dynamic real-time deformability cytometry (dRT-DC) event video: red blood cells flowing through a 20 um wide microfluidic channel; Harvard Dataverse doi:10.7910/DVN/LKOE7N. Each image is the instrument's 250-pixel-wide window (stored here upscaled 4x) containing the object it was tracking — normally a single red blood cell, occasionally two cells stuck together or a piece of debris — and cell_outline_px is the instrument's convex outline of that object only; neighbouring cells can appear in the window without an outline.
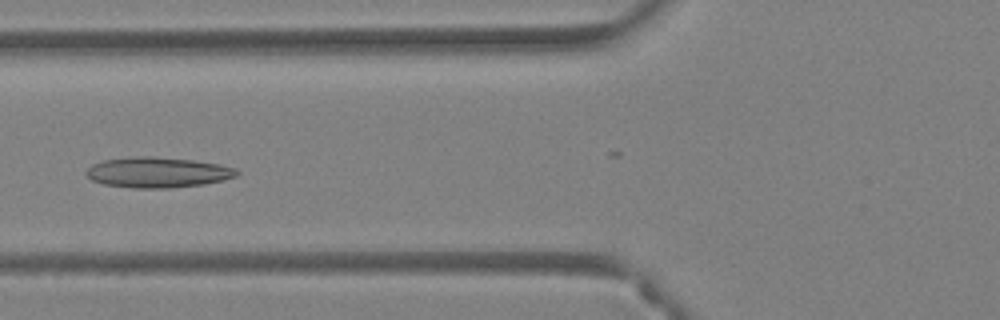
{"species": "Egyptian fruit bat (a non-hibernating species)", "species_latin": "Rousettus aegyptiacus", "temperature_condition": "warm", "stored_images_in_passage": 42, "camera_frame_rate_fps": 3000, "um_per_image_px": 0.085, "animal": {"sex": "female"}, "frame": {"image": 1, "passage_image": 20, "time_ms": 6.333, "image_size_px": [1000, 320], "cell_outline_px": [[240, 172], [236, 176], [224, 180], [204, 184], [168, 188], [132, 188], [104, 184], [92, 180], [84, 172], [92, 164], [104, 160], [136, 156], [152, 156], [192, 160], [220, 164], [236, 168]], "centroid_in_image_um": [13.41, 14.65], "position_along_channel_um": 112.4, "area_um2": 26.76}}
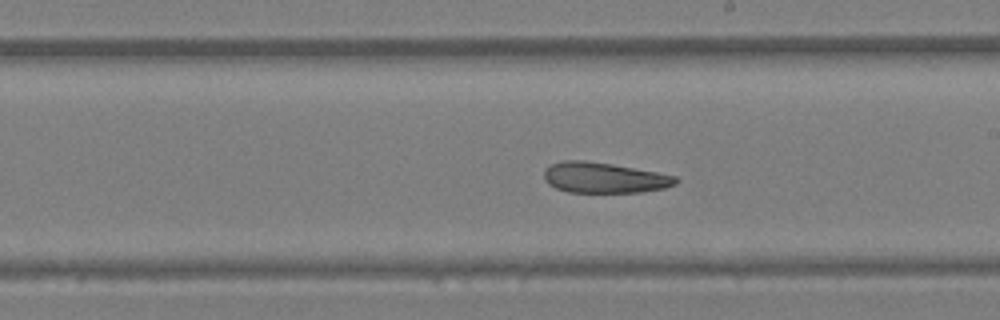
{"frame": {"image": 2, "passage_image": 29, "time_ms": 9.333, "image_size_px": [1000, 320], "cell_outline_px": [[680, 180], [676, 184], [664, 188], [640, 192], [568, 192], [556, 188], [548, 184], [544, 180], [544, 168], [552, 164], [564, 160], [584, 160], [612, 164], [656, 172], [676, 176]], "centroid_in_image_um": [51.33, 15.1], "position_along_channel_um": 237.7, "area_um2": 23.47}}
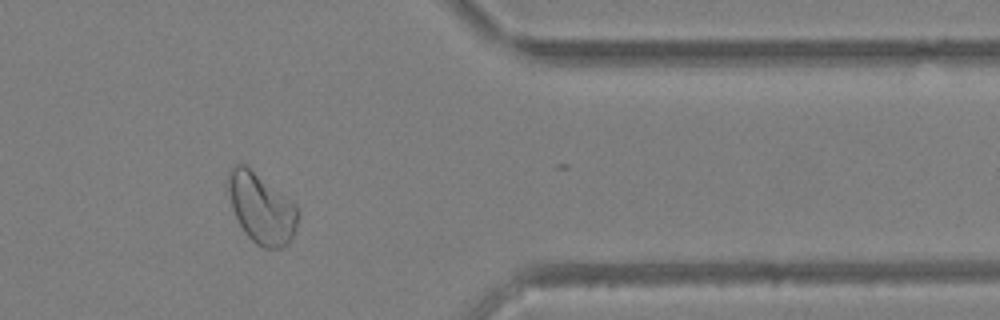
{"frame": {"image": 3, "passage_image": 41, "time_ms": 13.333, "image_size_px": [1000, 320], "cell_outline_px": [[300, 216], [296, 228], [288, 244], [284, 248], [264, 248], [256, 244], [244, 232], [232, 208], [228, 192], [228, 172], [236, 164], [244, 164], [296, 204], [300, 212]], "centroid_in_image_um": [22.24, 17.73], "position_along_channel_um": 389.2, "area_um2": 28.38}, "authors_computed_cell_mechanics": {"area_um2": 26.7325, "velocity_mm_per_s": 4.1884, "shape_relaxation_time_tau1_ms": 7.1922, "shape_relaxation_time_tau2_ms": 2.8426, "deformation_change_tau1": 0.168, "deformation_change_tau2": 0.0979}}